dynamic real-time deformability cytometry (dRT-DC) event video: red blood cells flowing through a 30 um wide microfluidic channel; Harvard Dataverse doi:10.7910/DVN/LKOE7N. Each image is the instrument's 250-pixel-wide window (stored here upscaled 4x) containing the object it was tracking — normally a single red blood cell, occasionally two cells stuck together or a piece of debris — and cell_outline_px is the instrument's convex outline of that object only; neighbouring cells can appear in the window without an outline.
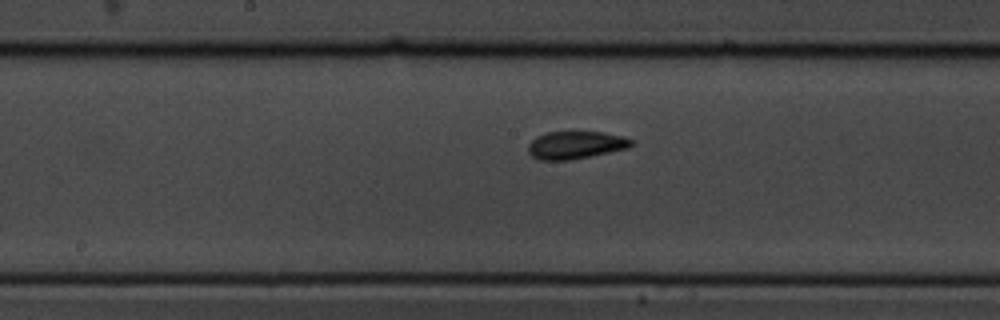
{"species": "common noctule bat (a hibernating species)", "species_latin": "Nyctalus noctula", "temperature_condition": "cold", "stored_images_in_passage": 11, "camera_frame_rate_fps": 3000, "um_per_image_px": 0.085, "animal": {"sex": "male", "body_mass_g": 19.5, "forearm_length_mm": 54.6}, "frame": {"image": 1, "passage_image": 11, "time_ms": 3.333, "image_size_px": [1000, 320], "cell_outline_px": [[632, 144], [628, 148], [572, 160], [540, 160], [532, 156], [528, 152], [528, 144], [536, 136], [548, 132], [604, 132], [624, 136], [632, 140]], "centroid_in_image_um": [48.91, 12.33], "position_along_channel_um": 199.3, "area_um2": 16.65}}